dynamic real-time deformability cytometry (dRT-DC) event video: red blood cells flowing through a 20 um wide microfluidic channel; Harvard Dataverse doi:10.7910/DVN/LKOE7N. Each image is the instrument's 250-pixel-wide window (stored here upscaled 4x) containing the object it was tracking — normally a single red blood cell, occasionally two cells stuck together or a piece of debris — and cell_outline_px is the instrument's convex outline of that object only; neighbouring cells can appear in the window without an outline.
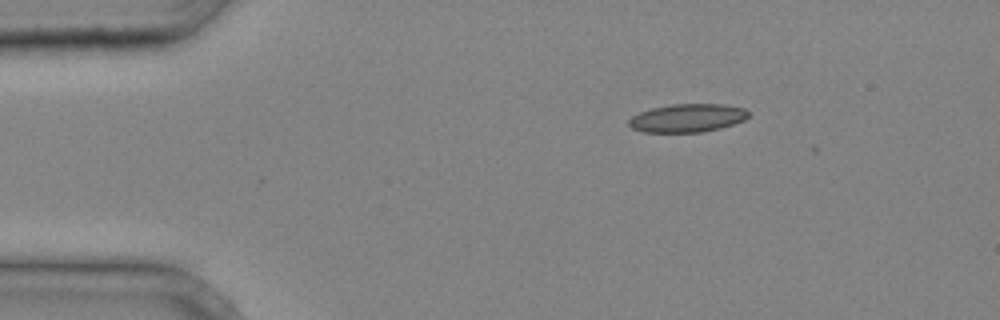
{"species": "common noctule bat (a hibernating species)", "species_latin": "Nyctalus noctula", "temperature_condition": "cold", "stored_images_in_passage": 1, "camera_frame_rate_fps": 3000, "um_per_image_px": 0.085, "animal": {"sex": "male", "body_mass_g": 20.4}, "frame": {"image": 1, "passage_image": 1, "time_ms": 0.0, "image_size_px": [1000, 320], "cell_outline_px": [[748, 116], [744, 120], [720, 128], [704, 132], [644, 132], [632, 128], [628, 124], [628, 120], [632, 116], [640, 112], [652, 108], [672, 104], [724, 104], [744, 108], [748, 112]], "centroid_in_image_um": [58.42, 10.03], "position_along_channel_um": 26.6, "area_um2": 19.65}}